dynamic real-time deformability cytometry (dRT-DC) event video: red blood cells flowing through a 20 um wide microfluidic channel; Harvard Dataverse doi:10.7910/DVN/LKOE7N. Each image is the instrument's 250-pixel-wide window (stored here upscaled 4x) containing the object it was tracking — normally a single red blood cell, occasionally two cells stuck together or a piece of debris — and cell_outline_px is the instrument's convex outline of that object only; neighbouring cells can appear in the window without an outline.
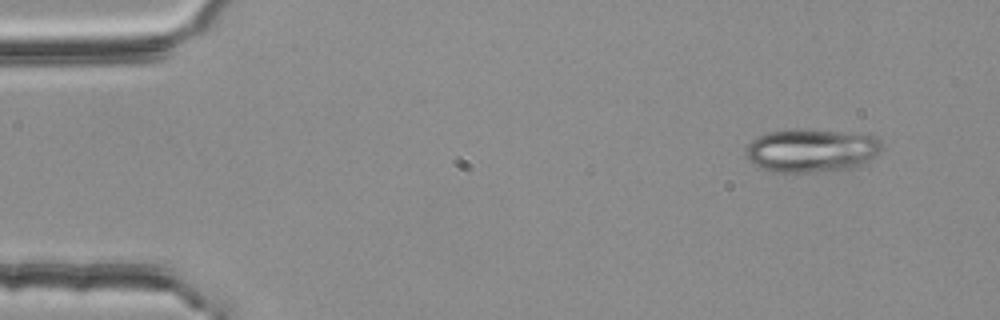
{"species": "common noctule bat (a hibernating species)", "species_latin": "Nyctalus noctula", "temperature_condition": "room temperature", "stored_images_in_passage": 13, "camera_frame_rate_fps": 3000, "um_per_image_px": 0.085, "animal": {"sex": "female", "body_mass_g": 25.1}, "frame": {"image": 1, "passage_image": 2, "time_ms": 0.333, "image_size_px": [1000, 320], "cell_outline_px": [[880, 148], [864, 164], [852, 168], [812, 172], [776, 172], [760, 168], [748, 160], [744, 152], [748, 144], [752, 140], [768, 132], [796, 128], [800, 128], [876, 136], [880, 140]], "centroid_in_image_um": [68.9, 12.79], "position_along_channel_um": 16.1, "area_um2": 34.1}}